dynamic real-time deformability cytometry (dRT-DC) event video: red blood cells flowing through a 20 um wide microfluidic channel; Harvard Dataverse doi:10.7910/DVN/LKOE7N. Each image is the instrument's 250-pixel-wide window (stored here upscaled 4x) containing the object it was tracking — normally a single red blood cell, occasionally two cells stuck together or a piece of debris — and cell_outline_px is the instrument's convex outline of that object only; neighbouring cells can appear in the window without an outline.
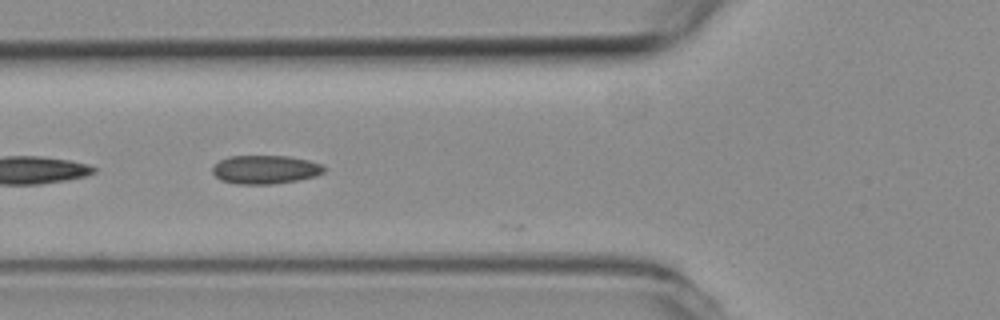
{"species": "common noctule bat (a hibernating species)", "species_latin": "Nyctalus noctula", "temperature_condition": "room temperature", "stored_images_in_passage": 6, "camera_frame_rate_fps": 3000, "um_per_image_px": 0.085, "animal": {"sex": "female", "body_mass_g": 19.3, "forearm_length_mm": 54.1}, "frame": {"image": 1, "passage_image": 4, "time_ms": 1.0, "image_size_px": [1000, 320], "cell_outline_px": [[324, 172], [316, 176], [296, 180], [272, 184], [236, 184], [220, 180], [212, 172], [212, 168], [220, 160], [228, 156], [288, 156], [308, 160], [324, 164]], "centroid_in_image_um": [22.55, 14.41], "position_along_channel_um": 103.3, "area_um2": 18.61}}